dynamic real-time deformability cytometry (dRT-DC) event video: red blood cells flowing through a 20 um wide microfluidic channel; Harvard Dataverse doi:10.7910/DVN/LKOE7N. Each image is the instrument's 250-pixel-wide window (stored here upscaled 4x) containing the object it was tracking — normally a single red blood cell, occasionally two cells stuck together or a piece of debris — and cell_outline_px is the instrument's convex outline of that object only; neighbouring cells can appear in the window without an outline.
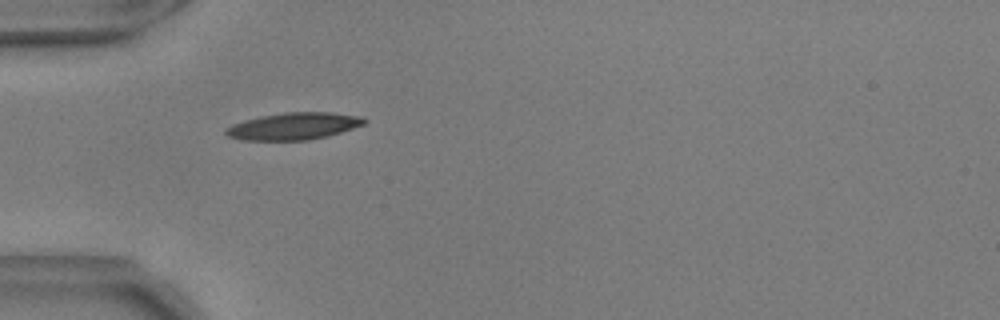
{"species": "common noctule bat (a hibernating species)", "species_latin": "Nyctalus noctula", "temperature_condition": "warm", "stored_images_in_passage": 39, "camera_frame_rate_fps": 3000, "um_per_image_px": 0.085, "animal": {"sex": "male", "body_mass_g": 17.9, "forearm_length_mm": 54.2}, "frame": {"image": 1, "passage_image": 1, "time_ms": 0.0, "image_size_px": [1000, 320], "cell_outline_px": [[368, 120], [364, 124], [328, 136], [308, 140], [244, 140], [228, 136], [224, 132], [232, 124], [244, 120], [260, 116], [284, 112], [332, 112], [364, 116]], "centroid_in_image_um": [25.0, 10.71], "position_along_channel_um": 60.0, "area_um2": 21.85}}
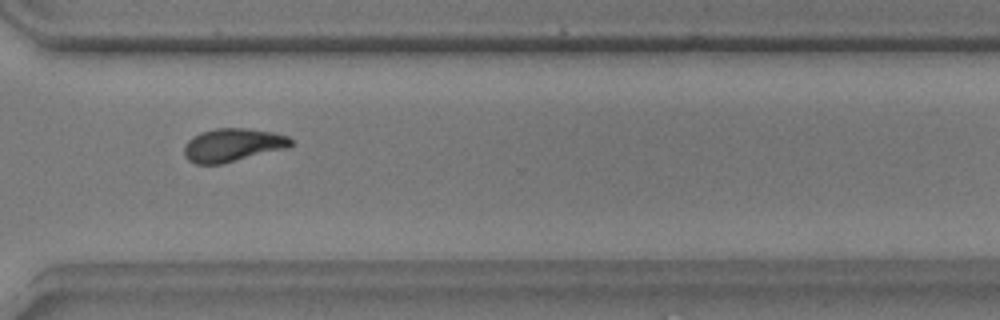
{"frame": {"image": 2, "passage_image": 25, "time_ms": 8.0, "image_size_px": [1000, 320], "cell_outline_px": [[292, 144], [288, 148], [220, 164], [196, 164], [188, 160], [184, 156], [184, 144], [192, 136], [200, 132], [216, 128], [248, 128], [272, 132], [288, 136], [292, 140]], "centroid_in_image_um": [19.75, 12.32], "position_along_channel_um": 350.8, "area_um2": 20.75}}
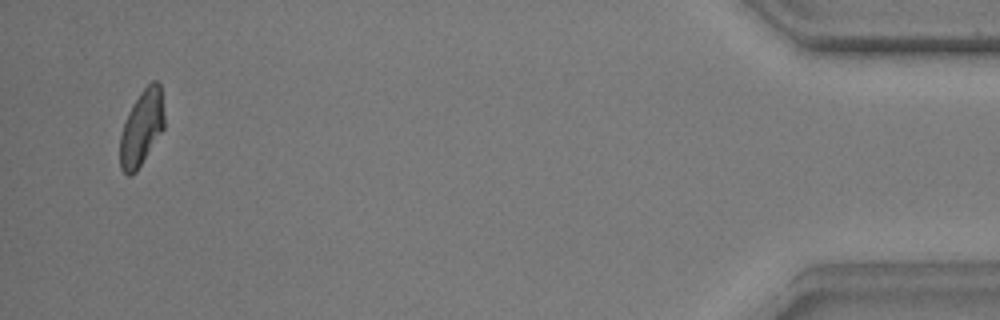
{"frame": {"image": 3, "passage_image": 37, "time_ms": 12.0, "image_size_px": [1000, 320], "cell_outline_px": [[164, 128], [136, 172], [132, 176], [128, 176], [120, 168], [120, 136], [124, 120], [132, 104], [140, 92], [152, 80], [156, 80], [160, 84], [164, 116]], "centroid_in_image_um": [12.02, 10.87], "position_along_channel_um": 423.2, "area_um2": 19.54}, "authors_computed_cell_mechanics": {"area_um2": 20.519, "velocity_mm_per_s": 3.6876, "shape_relaxation_time_tau1_ms": 5.547, "shape_relaxation_time_tau2_ms": 3.9655, "deformation_change_tau1": 0.1624, "deformation_change_tau2": 0.1062}}